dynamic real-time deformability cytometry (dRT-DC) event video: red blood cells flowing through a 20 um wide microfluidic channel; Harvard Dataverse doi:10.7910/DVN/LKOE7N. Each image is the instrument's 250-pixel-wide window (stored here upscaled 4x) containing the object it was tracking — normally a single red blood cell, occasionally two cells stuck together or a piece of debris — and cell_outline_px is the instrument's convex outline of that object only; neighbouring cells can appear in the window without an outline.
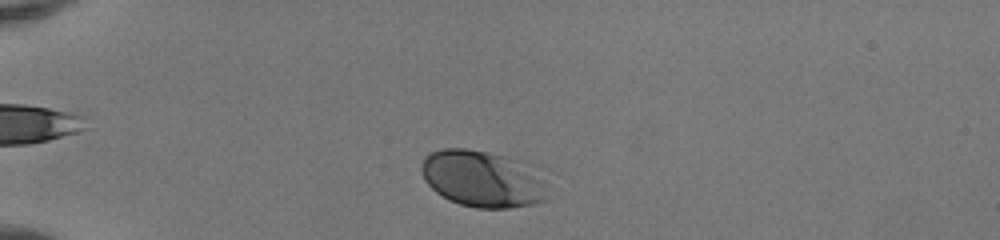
{"species": "human", "species_latin": "Homo sapiens", "temperature_condition": "room temperature", "stored_images_in_passage": 36, "camera_frame_rate_fps": 3000, "um_per_image_px": 0.085, "donor": {"sex": "female"}, "frame": {"image": 1, "passage_image": 3, "time_ms": 0.667, "image_size_px": [1000, 240], "cell_outline_px": [[548, 200], [532, 204], [508, 208], [476, 208], [460, 204], [448, 200], [436, 192], [424, 180], [420, 168], [420, 164], [424, 156], [440, 148], [464, 148], [544, 164], [548, 168]], "centroid_in_image_um": [41.21, 15.18], "position_along_channel_um": 43.8, "area_um2": 43.81}}
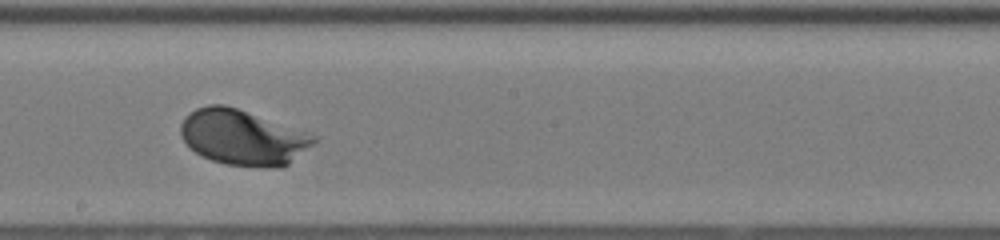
{"frame": {"image": 2, "passage_image": 20, "time_ms": 6.333, "image_size_px": [1000, 240], "cell_outline_px": [[320, 140], [288, 164], [280, 168], [268, 168], [224, 164], [212, 160], [196, 152], [180, 136], [180, 124], [196, 108], [208, 104], [224, 104], [320, 136]], "centroid_in_image_um": [20.7, 11.69], "position_along_channel_um": 227.5, "area_um2": 42.95}}
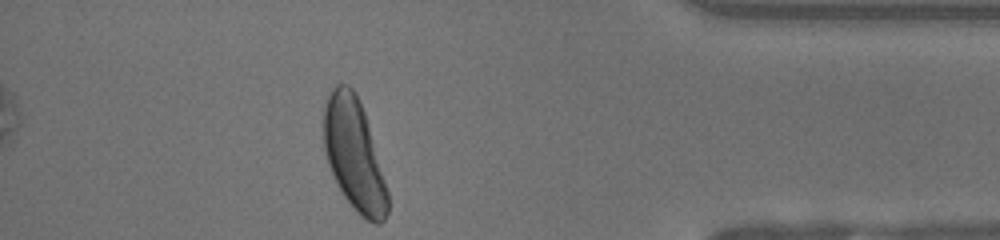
{"frame": {"image": 3, "passage_image": 35, "time_ms": 11.333, "image_size_px": [1000, 240], "cell_outline_px": [[388, 212], [384, 220], [380, 224], [376, 224], [360, 216], [352, 208], [336, 184], [328, 164], [324, 152], [324, 100], [328, 92], [336, 84], [348, 84], [352, 88], [364, 112], [388, 192]], "centroid_in_image_um": [30.07, 13.15], "position_along_channel_um": 405.1, "area_um2": 41.44}, "authors_computed_cell_mechanics": {"area_um2": 41.8472, "velocity_mm_per_s": 4.0904, "shape_relaxation_time_tau1_ms": 1.3737, "shape_relaxation_time_tau2_ms": null, "deformation_change_tau1": 0.1181, "deformation_change_tau2": null}}